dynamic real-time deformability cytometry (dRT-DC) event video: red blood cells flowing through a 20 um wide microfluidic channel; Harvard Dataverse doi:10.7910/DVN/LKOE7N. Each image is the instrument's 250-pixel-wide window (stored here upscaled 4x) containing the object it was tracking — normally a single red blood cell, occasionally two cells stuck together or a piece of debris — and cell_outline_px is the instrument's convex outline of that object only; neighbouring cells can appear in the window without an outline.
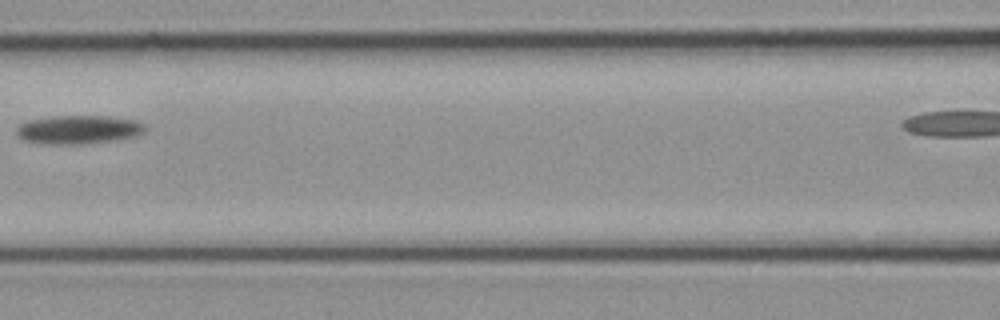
{"species": "common noctule bat (a hibernating species)", "species_latin": "Nyctalus noctula", "temperature_condition": "cold", "stored_images_in_passage": 4, "camera_frame_rate_fps": 3000, "um_per_image_px": 0.085, "animal": {"sex": "female", "body_mass_g": 21.9}, "frame": {"image": 1, "passage_image": 3, "time_ms": 0.667, "image_size_px": [1000, 320], "cell_outline_px": [[144, 132], [136, 136], [116, 140], [84, 144], [40, 144], [20, 140], [16, 136], [16, 128], [20, 124], [28, 120], [56, 116], [104, 116], [136, 120], [144, 124]], "centroid_in_image_um": [6.61, 11.03], "position_along_channel_um": 160.0, "area_um2": 21.68}}